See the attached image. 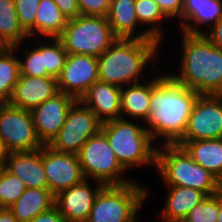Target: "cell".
Here are the masks:
<instances>
[{
  "instance_id": "cell-1",
  "label": "cell",
  "mask_w": 222,
  "mask_h": 222,
  "mask_svg": "<svg viewBox=\"0 0 222 222\" xmlns=\"http://www.w3.org/2000/svg\"><path fill=\"white\" fill-rule=\"evenodd\" d=\"M161 67L152 74L150 112L143 123L157 146L177 144L184 137L188 118L200 96Z\"/></svg>"
},
{
  "instance_id": "cell-2",
  "label": "cell",
  "mask_w": 222,
  "mask_h": 222,
  "mask_svg": "<svg viewBox=\"0 0 222 222\" xmlns=\"http://www.w3.org/2000/svg\"><path fill=\"white\" fill-rule=\"evenodd\" d=\"M162 47L156 39L117 38L98 57L99 80L119 87L147 80L166 60Z\"/></svg>"
},
{
  "instance_id": "cell-3",
  "label": "cell",
  "mask_w": 222,
  "mask_h": 222,
  "mask_svg": "<svg viewBox=\"0 0 222 222\" xmlns=\"http://www.w3.org/2000/svg\"><path fill=\"white\" fill-rule=\"evenodd\" d=\"M181 33V34H180ZM177 37L181 45L176 48L180 59L167 71L185 87L200 95L222 93V50L215 47L203 33L180 32ZM181 37V38H180ZM176 67V69H175Z\"/></svg>"
},
{
  "instance_id": "cell-4",
  "label": "cell",
  "mask_w": 222,
  "mask_h": 222,
  "mask_svg": "<svg viewBox=\"0 0 222 222\" xmlns=\"http://www.w3.org/2000/svg\"><path fill=\"white\" fill-rule=\"evenodd\" d=\"M101 131L105 134L118 162L128 173L138 170L136 168L149 169L151 166L153 172L156 170L157 145L143 122L124 118L113 119L103 122Z\"/></svg>"
},
{
  "instance_id": "cell-5",
  "label": "cell",
  "mask_w": 222,
  "mask_h": 222,
  "mask_svg": "<svg viewBox=\"0 0 222 222\" xmlns=\"http://www.w3.org/2000/svg\"><path fill=\"white\" fill-rule=\"evenodd\" d=\"M156 172L165 186L189 187L207 196L218 193V179L195 162L180 145L157 146Z\"/></svg>"
},
{
  "instance_id": "cell-6",
  "label": "cell",
  "mask_w": 222,
  "mask_h": 222,
  "mask_svg": "<svg viewBox=\"0 0 222 222\" xmlns=\"http://www.w3.org/2000/svg\"><path fill=\"white\" fill-rule=\"evenodd\" d=\"M141 183L134 180L123 185L103 186L85 222H140L138 215L152 194L151 189Z\"/></svg>"
},
{
  "instance_id": "cell-7",
  "label": "cell",
  "mask_w": 222,
  "mask_h": 222,
  "mask_svg": "<svg viewBox=\"0 0 222 222\" xmlns=\"http://www.w3.org/2000/svg\"><path fill=\"white\" fill-rule=\"evenodd\" d=\"M57 38L68 54L97 58L117 39L106 17L84 15L68 20Z\"/></svg>"
},
{
  "instance_id": "cell-8",
  "label": "cell",
  "mask_w": 222,
  "mask_h": 222,
  "mask_svg": "<svg viewBox=\"0 0 222 222\" xmlns=\"http://www.w3.org/2000/svg\"><path fill=\"white\" fill-rule=\"evenodd\" d=\"M85 179L105 185H123L134 181L118 162L116 155L100 130L91 136L77 153Z\"/></svg>"
},
{
  "instance_id": "cell-9",
  "label": "cell",
  "mask_w": 222,
  "mask_h": 222,
  "mask_svg": "<svg viewBox=\"0 0 222 222\" xmlns=\"http://www.w3.org/2000/svg\"><path fill=\"white\" fill-rule=\"evenodd\" d=\"M0 144L5 154L42 148L30 111L0 103Z\"/></svg>"
},
{
  "instance_id": "cell-10",
  "label": "cell",
  "mask_w": 222,
  "mask_h": 222,
  "mask_svg": "<svg viewBox=\"0 0 222 222\" xmlns=\"http://www.w3.org/2000/svg\"><path fill=\"white\" fill-rule=\"evenodd\" d=\"M101 124L94 112L77 100L69 109L64 125L47 146L58 152L77 154L83 144L101 130Z\"/></svg>"
},
{
  "instance_id": "cell-11",
  "label": "cell",
  "mask_w": 222,
  "mask_h": 222,
  "mask_svg": "<svg viewBox=\"0 0 222 222\" xmlns=\"http://www.w3.org/2000/svg\"><path fill=\"white\" fill-rule=\"evenodd\" d=\"M222 138V97L200 95L188 118L184 137L180 141Z\"/></svg>"
},
{
  "instance_id": "cell-12",
  "label": "cell",
  "mask_w": 222,
  "mask_h": 222,
  "mask_svg": "<svg viewBox=\"0 0 222 222\" xmlns=\"http://www.w3.org/2000/svg\"><path fill=\"white\" fill-rule=\"evenodd\" d=\"M42 164L48 181V189L54 196L85 179L75 153L58 152L43 145Z\"/></svg>"
},
{
  "instance_id": "cell-13",
  "label": "cell",
  "mask_w": 222,
  "mask_h": 222,
  "mask_svg": "<svg viewBox=\"0 0 222 222\" xmlns=\"http://www.w3.org/2000/svg\"><path fill=\"white\" fill-rule=\"evenodd\" d=\"M98 80V58L83 54H68L57 78L59 91L77 100Z\"/></svg>"
},
{
  "instance_id": "cell-14",
  "label": "cell",
  "mask_w": 222,
  "mask_h": 222,
  "mask_svg": "<svg viewBox=\"0 0 222 222\" xmlns=\"http://www.w3.org/2000/svg\"><path fill=\"white\" fill-rule=\"evenodd\" d=\"M103 186L100 182L84 179L81 183L59 192L55 196L54 205L66 222H85L95 197Z\"/></svg>"
},
{
  "instance_id": "cell-15",
  "label": "cell",
  "mask_w": 222,
  "mask_h": 222,
  "mask_svg": "<svg viewBox=\"0 0 222 222\" xmlns=\"http://www.w3.org/2000/svg\"><path fill=\"white\" fill-rule=\"evenodd\" d=\"M76 101L74 97L59 92L30 111L37 136L44 145L58 134L66 121L69 109Z\"/></svg>"
},
{
  "instance_id": "cell-16",
  "label": "cell",
  "mask_w": 222,
  "mask_h": 222,
  "mask_svg": "<svg viewBox=\"0 0 222 222\" xmlns=\"http://www.w3.org/2000/svg\"><path fill=\"white\" fill-rule=\"evenodd\" d=\"M59 92L55 77L20 75L8 103L16 108L31 111Z\"/></svg>"
},
{
  "instance_id": "cell-17",
  "label": "cell",
  "mask_w": 222,
  "mask_h": 222,
  "mask_svg": "<svg viewBox=\"0 0 222 222\" xmlns=\"http://www.w3.org/2000/svg\"><path fill=\"white\" fill-rule=\"evenodd\" d=\"M5 168L20 178L26 188L48 189V181L42 164V148L34 151L5 154Z\"/></svg>"
},
{
  "instance_id": "cell-18",
  "label": "cell",
  "mask_w": 222,
  "mask_h": 222,
  "mask_svg": "<svg viewBox=\"0 0 222 222\" xmlns=\"http://www.w3.org/2000/svg\"><path fill=\"white\" fill-rule=\"evenodd\" d=\"M80 101L90 108L103 123L121 118V87L103 81H96Z\"/></svg>"
},
{
  "instance_id": "cell-19",
  "label": "cell",
  "mask_w": 222,
  "mask_h": 222,
  "mask_svg": "<svg viewBox=\"0 0 222 222\" xmlns=\"http://www.w3.org/2000/svg\"><path fill=\"white\" fill-rule=\"evenodd\" d=\"M222 18V0H183L181 26L186 33H204Z\"/></svg>"
},
{
  "instance_id": "cell-20",
  "label": "cell",
  "mask_w": 222,
  "mask_h": 222,
  "mask_svg": "<svg viewBox=\"0 0 222 222\" xmlns=\"http://www.w3.org/2000/svg\"><path fill=\"white\" fill-rule=\"evenodd\" d=\"M165 189L167 191L163 202L165 205L160 212H156L158 213L155 215L156 222L184 220L188 213L207 197L205 193L189 187L166 186Z\"/></svg>"
},
{
  "instance_id": "cell-21",
  "label": "cell",
  "mask_w": 222,
  "mask_h": 222,
  "mask_svg": "<svg viewBox=\"0 0 222 222\" xmlns=\"http://www.w3.org/2000/svg\"><path fill=\"white\" fill-rule=\"evenodd\" d=\"M106 18L117 38L154 39L138 22L135 0H111Z\"/></svg>"
},
{
  "instance_id": "cell-22",
  "label": "cell",
  "mask_w": 222,
  "mask_h": 222,
  "mask_svg": "<svg viewBox=\"0 0 222 222\" xmlns=\"http://www.w3.org/2000/svg\"><path fill=\"white\" fill-rule=\"evenodd\" d=\"M152 76L121 87V118L145 122L150 112Z\"/></svg>"
},
{
  "instance_id": "cell-23",
  "label": "cell",
  "mask_w": 222,
  "mask_h": 222,
  "mask_svg": "<svg viewBox=\"0 0 222 222\" xmlns=\"http://www.w3.org/2000/svg\"><path fill=\"white\" fill-rule=\"evenodd\" d=\"M190 157L218 180L222 177V138L179 141Z\"/></svg>"
},
{
  "instance_id": "cell-24",
  "label": "cell",
  "mask_w": 222,
  "mask_h": 222,
  "mask_svg": "<svg viewBox=\"0 0 222 222\" xmlns=\"http://www.w3.org/2000/svg\"><path fill=\"white\" fill-rule=\"evenodd\" d=\"M55 196L49 189L26 188L18 200L8 209L18 222H30L54 206Z\"/></svg>"
},
{
  "instance_id": "cell-25",
  "label": "cell",
  "mask_w": 222,
  "mask_h": 222,
  "mask_svg": "<svg viewBox=\"0 0 222 222\" xmlns=\"http://www.w3.org/2000/svg\"><path fill=\"white\" fill-rule=\"evenodd\" d=\"M135 12L138 18L139 24L156 40L162 45L168 43L165 41L168 28L172 24L161 11L158 4L154 0H135ZM171 23V24H170ZM164 24V25H163ZM168 25L167 28H165ZM165 29H168L165 31ZM166 35V37H165Z\"/></svg>"
},
{
  "instance_id": "cell-26",
  "label": "cell",
  "mask_w": 222,
  "mask_h": 222,
  "mask_svg": "<svg viewBox=\"0 0 222 222\" xmlns=\"http://www.w3.org/2000/svg\"><path fill=\"white\" fill-rule=\"evenodd\" d=\"M67 21L54 0H40L35 16V38L58 37Z\"/></svg>"
},
{
  "instance_id": "cell-27",
  "label": "cell",
  "mask_w": 222,
  "mask_h": 222,
  "mask_svg": "<svg viewBox=\"0 0 222 222\" xmlns=\"http://www.w3.org/2000/svg\"><path fill=\"white\" fill-rule=\"evenodd\" d=\"M29 39L19 24L14 0H0V46L15 47Z\"/></svg>"
},
{
  "instance_id": "cell-28",
  "label": "cell",
  "mask_w": 222,
  "mask_h": 222,
  "mask_svg": "<svg viewBox=\"0 0 222 222\" xmlns=\"http://www.w3.org/2000/svg\"><path fill=\"white\" fill-rule=\"evenodd\" d=\"M13 48L18 54L20 75L50 77L46 69H43L42 38H29Z\"/></svg>"
},
{
  "instance_id": "cell-29",
  "label": "cell",
  "mask_w": 222,
  "mask_h": 222,
  "mask_svg": "<svg viewBox=\"0 0 222 222\" xmlns=\"http://www.w3.org/2000/svg\"><path fill=\"white\" fill-rule=\"evenodd\" d=\"M20 76L19 59L13 47L0 48V103H8Z\"/></svg>"
},
{
  "instance_id": "cell-30",
  "label": "cell",
  "mask_w": 222,
  "mask_h": 222,
  "mask_svg": "<svg viewBox=\"0 0 222 222\" xmlns=\"http://www.w3.org/2000/svg\"><path fill=\"white\" fill-rule=\"evenodd\" d=\"M67 55V51L57 37L42 38L43 69H46L50 76L58 78L61 75Z\"/></svg>"
},
{
  "instance_id": "cell-31",
  "label": "cell",
  "mask_w": 222,
  "mask_h": 222,
  "mask_svg": "<svg viewBox=\"0 0 222 222\" xmlns=\"http://www.w3.org/2000/svg\"><path fill=\"white\" fill-rule=\"evenodd\" d=\"M25 189L23 181L4 168L0 174V208H9Z\"/></svg>"
},
{
  "instance_id": "cell-32",
  "label": "cell",
  "mask_w": 222,
  "mask_h": 222,
  "mask_svg": "<svg viewBox=\"0 0 222 222\" xmlns=\"http://www.w3.org/2000/svg\"><path fill=\"white\" fill-rule=\"evenodd\" d=\"M218 193L207 196L184 219L186 222H217Z\"/></svg>"
},
{
  "instance_id": "cell-33",
  "label": "cell",
  "mask_w": 222,
  "mask_h": 222,
  "mask_svg": "<svg viewBox=\"0 0 222 222\" xmlns=\"http://www.w3.org/2000/svg\"><path fill=\"white\" fill-rule=\"evenodd\" d=\"M20 26L35 38V16L40 0H14Z\"/></svg>"
},
{
  "instance_id": "cell-34",
  "label": "cell",
  "mask_w": 222,
  "mask_h": 222,
  "mask_svg": "<svg viewBox=\"0 0 222 222\" xmlns=\"http://www.w3.org/2000/svg\"><path fill=\"white\" fill-rule=\"evenodd\" d=\"M81 15L107 17L111 0H77Z\"/></svg>"
},
{
  "instance_id": "cell-35",
  "label": "cell",
  "mask_w": 222,
  "mask_h": 222,
  "mask_svg": "<svg viewBox=\"0 0 222 222\" xmlns=\"http://www.w3.org/2000/svg\"><path fill=\"white\" fill-rule=\"evenodd\" d=\"M163 14L171 21H174L176 26L171 27L173 30L181 26V16L183 10V0H154ZM178 24V25H177Z\"/></svg>"
},
{
  "instance_id": "cell-36",
  "label": "cell",
  "mask_w": 222,
  "mask_h": 222,
  "mask_svg": "<svg viewBox=\"0 0 222 222\" xmlns=\"http://www.w3.org/2000/svg\"><path fill=\"white\" fill-rule=\"evenodd\" d=\"M67 20L81 15L77 0H54Z\"/></svg>"
},
{
  "instance_id": "cell-37",
  "label": "cell",
  "mask_w": 222,
  "mask_h": 222,
  "mask_svg": "<svg viewBox=\"0 0 222 222\" xmlns=\"http://www.w3.org/2000/svg\"><path fill=\"white\" fill-rule=\"evenodd\" d=\"M210 42L222 50V18L203 33Z\"/></svg>"
},
{
  "instance_id": "cell-38",
  "label": "cell",
  "mask_w": 222,
  "mask_h": 222,
  "mask_svg": "<svg viewBox=\"0 0 222 222\" xmlns=\"http://www.w3.org/2000/svg\"><path fill=\"white\" fill-rule=\"evenodd\" d=\"M30 222H66V220L54 205L49 210L38 214Z\"/></svg>"
},
{
  "instance_id": "cell-39",
  "label": "cell",
  "mask_w": 222,
  "mask_h": 222,
  "mask_svg": "<svg viewBox=\"0 0 222 222\" xmlns=\"http://www.w3.org/2000/svg\"><path fill=\"white\" fill-rule=\"evenodd\" d=\"M0 222H18L8 208H0Z\"/></svg>"
},
{
  "instance_id": "cell-40",
  "label": "cell",
  "mask_w": 222,
  "mask_h": 222,
  "mask_svg": "<svg viewBox=\"0 0 222 222\" xmlns=\"http://www.w3.org/2000/svg\"><path fill=\"white\" fill-rule=\"evenodd\" d=\"M217 222H222V196L218 194V216Z\"/></svg>"
},
{
  "instance_id": "cell-41",
  "label": "cell",
  "mask_w": 222,
  "mask_h": 222,
  "mask_svg": "<svg viewBox=\"0 0 222 222\" xmlns=\"http://www.w3.org/2000/svg\"><path fill=\"white\" fill-rule=\"evenodd\" d=\"M4 158H5V153L0 144V163H5Z\"/></svg>"
},
{
  "instance_id": "cell-42",
  "label": "cell",
  "mask_w": 222,
  "mask_h": 222,
  "mask_svg": "<svg viewBox=\"0 0 222 222\" xmlns=\"http://www.w3.org/2000/svg\"><path fill=\"white\" fill-rule=\"evenodd\" d=\"M218 194L222 196V177L218 180Z\"/></svg>"
},
{
  "instance_id": "cell-43",
  "label": "cell",
  "mask_w": 222,
  "mask_h": 222,
  "mask_svg": "<svg viewBox=\"0 0 222 222\" xmlns=\"http://www.w3.org/2000/svg\"><path fill=\"white\" fill-rule=\"evenodd\" d=\"M4 168H5V163H0V174L3 171Z\"/></svg>"
}]
</instances>
